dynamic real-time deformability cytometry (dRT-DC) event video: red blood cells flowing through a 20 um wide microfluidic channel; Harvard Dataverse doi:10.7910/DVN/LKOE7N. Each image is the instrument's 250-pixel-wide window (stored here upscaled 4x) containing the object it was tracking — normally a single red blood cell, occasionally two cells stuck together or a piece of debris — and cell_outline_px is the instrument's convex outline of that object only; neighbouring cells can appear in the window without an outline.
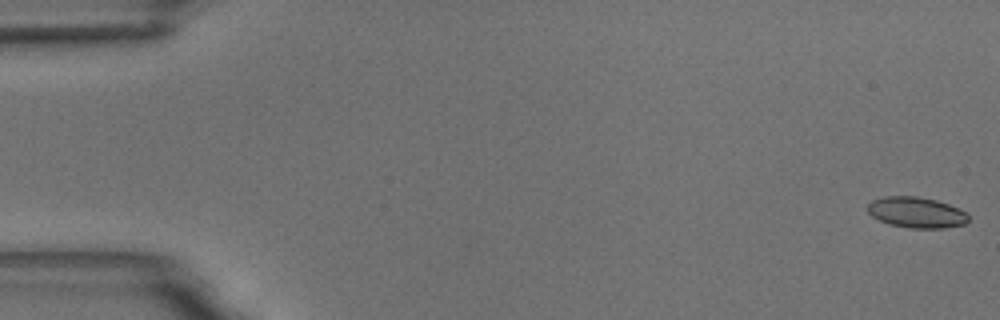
{"species": "common noctule bat (a hibernating species)", "species_latin": "Nyctalus noctula", "temperature_condition": "room temperature", "stored_images_in_passage": 58, "camera_frame_rate_fps": 3000, "um_per_image_px": 0.085, "animal": {"sex": "male", "body_mass_g": 18.8}, "frame": {"image": 1, "passage_image": 1, "time_ms": 0.0, "image_size_px": [1000, 320], "cell_outline_px": [[968, 220], [964, 224], [944, 228], [908, 228], [888, 224], [872, 216], [868, 212], [868, 204], [872, 200], [884, 196], [916, 196], [936, 200], [948, 204], [964, 212], [968, 216]], "centroid_in_image_um": [77.86, 18.06], "position_along_channel_um": 7.1, "area_um2": 17.98}}
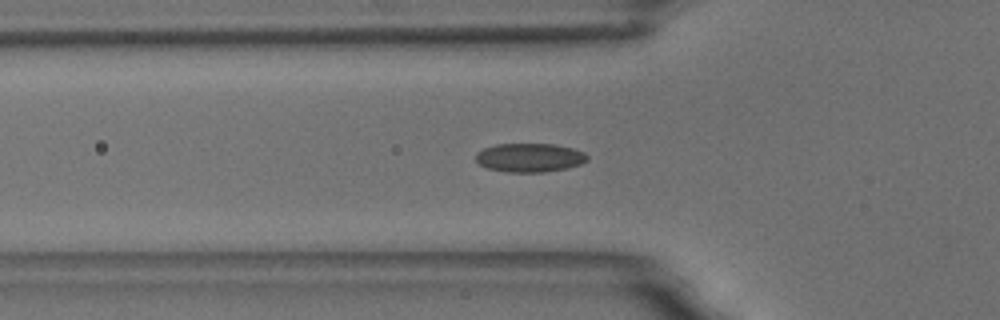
{"frame": {"image": 2, "passage_image": 20, "time_ms": 6.333, "image_size_px": [1000, 320], "cell_outline_px": [[588, 160], [580, 164], [568, 168], [544, 172], [508, 172], [488, 168], [480, 164], [476, 160], [476, 152], [484, 148], [496, 144], [552, 144], [572, 148], [584, 152], [588, 156]], "centroid_in_image_um": [45.03, 13.4], "position_along_channel_um": 80.8, "area_um2": 18.67}}
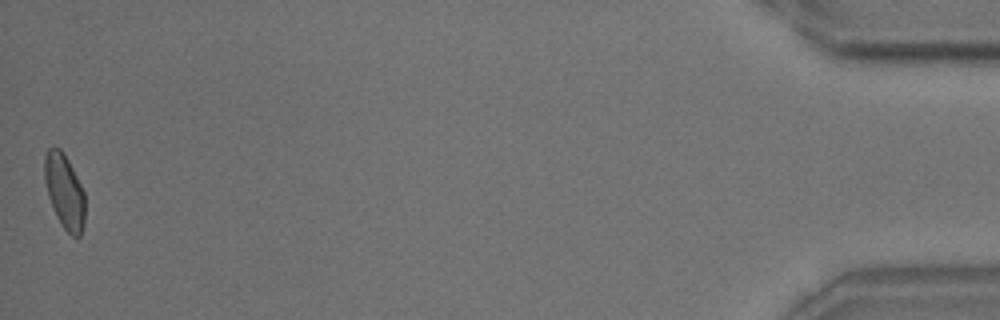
{"frame": {"image": 3, "passage_image": 58, "time_ms": 19.0, "image_size_px": [1000, 320], "cell_outline_px": [[84, 224], [80, 236], [76, 240], [60, 224], [56, 216], [48, 196], [44, 180], [44, 156], [48, 148], [52, 144], [60, 148], [64, 152], [84, 192]], "centroid_in_image_um": [5.46, 16.25], "position_along_channel_um": 429.7, "area_um2": 17.8}, "authors_computed_cell_mechanics": {"area_um2": 17.9758, "velocity_mm_per_s": 3.4981, "shape_relaxation_time_tau1_ms": 10.7257, "shape_relaxation_time_tau2_ms": 1.6934, "deformation_change_tau1": 0.1747, "deformation_change_tau2": 0.0586}}